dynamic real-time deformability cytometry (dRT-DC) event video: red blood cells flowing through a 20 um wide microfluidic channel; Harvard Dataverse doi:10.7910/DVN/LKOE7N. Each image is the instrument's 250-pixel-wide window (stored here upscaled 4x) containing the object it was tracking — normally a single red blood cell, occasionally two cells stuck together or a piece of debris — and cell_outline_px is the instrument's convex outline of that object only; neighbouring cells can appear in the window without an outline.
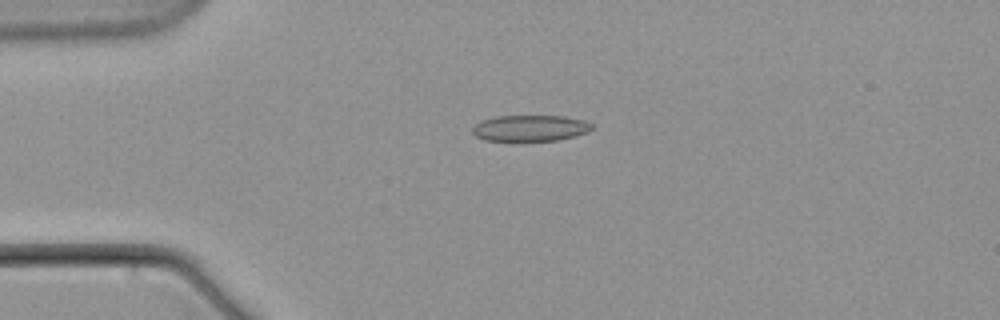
{"species": "common noctule bat (a hibernating species)", "species_latin": "Nyctalus noctula", "temperature_condition": "warm", "stored_images_in_passage": 5, "camera_frame_rate_fps": 3000, "um_per_image_px": 0.085, "animal": {"sex": "male", "body_mass_g": 21.5, "forearm_length_mm": 52.0}, "frame": {"image": 1, "passage_image": 4, "time_ms": 5.0, "image_size_px": [1000, 320], "cell_outline_px": [[592, 128], [588, 132], [556, 140], [524, 144], [484, 140], [476, 136], [472, 132], [472, 128], [480, 120], [496, 116], [564, 116], [584, 120], [592, 124]], "centroid_in_image_um": [45.0, 10.94], "position_along_channel_um": 40.0, "area_um2": 19.02}}